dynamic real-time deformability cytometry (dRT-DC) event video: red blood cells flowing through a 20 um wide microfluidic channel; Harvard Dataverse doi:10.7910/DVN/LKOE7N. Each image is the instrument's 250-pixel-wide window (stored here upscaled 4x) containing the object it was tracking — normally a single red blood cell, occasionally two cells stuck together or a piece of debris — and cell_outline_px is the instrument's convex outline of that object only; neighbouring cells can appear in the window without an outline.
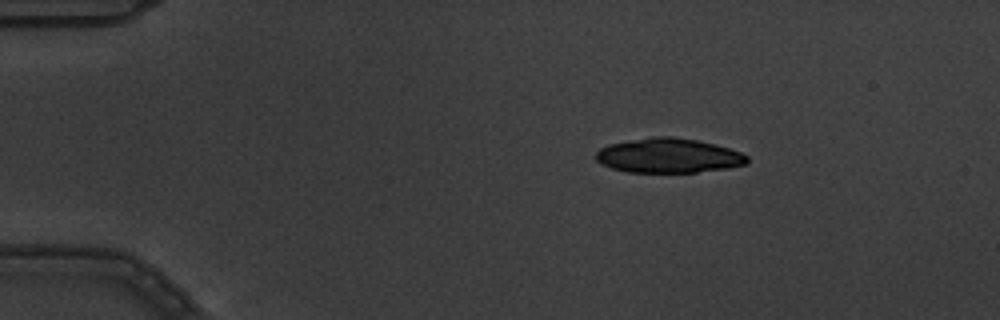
{"species": "common noctule bat (a hibernating species)", "species_latin": "Nyctalus noctula", "temperature_condition": "warm", "stored_images_in_passage": 6, "camera_frame_rate_fps": 3000, "um_per_image_px": 0.085, "animal": {"sex": "male", "body_mass_g": 19.5, "forearm_length_mm": 54.6}, "frame": {"image": 1, "passage_image": 4, "time_ms": 1.0, "image_size_px": [1000, 320], "cell_outline_px": [[748, 164], [728, 168], [696, 172], [628, 172], [612, 168], [600, 164], [596, 160], [596, 152], [600, 148], [608, 144], [652, 136], [672, 136], [696, 140], [716, 144], [740, 152], [748, 156]], "centroid_in_image_um": [56.82, 13.22], "position_along_channel_um": 28.2, "area_um2": 30.58}}